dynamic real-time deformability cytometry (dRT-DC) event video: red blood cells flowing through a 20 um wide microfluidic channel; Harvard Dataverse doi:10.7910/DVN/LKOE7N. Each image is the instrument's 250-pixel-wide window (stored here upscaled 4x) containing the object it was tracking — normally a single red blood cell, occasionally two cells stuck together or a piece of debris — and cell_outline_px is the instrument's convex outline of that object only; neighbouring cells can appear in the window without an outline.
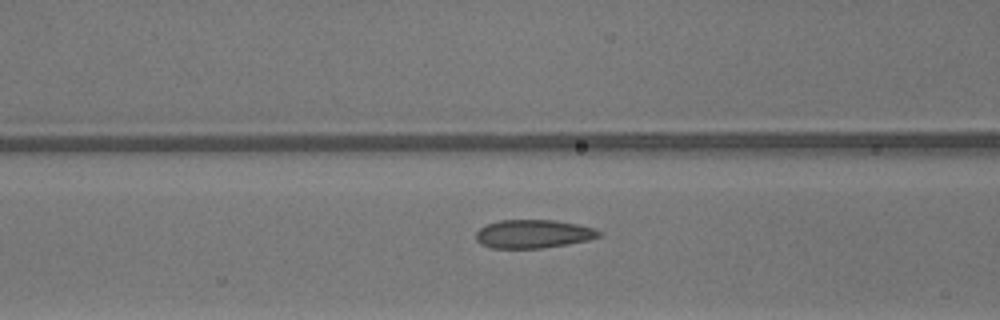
{"species": "common noctule bat (a hibernating species)", "species_latin": "Nyctalus noctula", "temperature_condition": "warm", "stored_images_in_passage": 16, "camera_frame_rate_fps": 3000, "um_per_image_px": 0.085, "animal": {"sex": "male", "body_mass_g": 13.3}, "frame": {"image": 1, "passage_image": 14, "time_ms": 4.333, "image_size_px": [1000, 320], "cell_outline_px": [[604, 232], [600, 236], [588, 240], [568, 244], [544, 248], [492, 248], [480, 244], [476, 240], [476, 232], [484, 224], [500, 220], [556, 220], [596, 228]], "centroid_in_image_um": [45.34, 19.88], "position_along_channel_um": 121.3, "area_um2": 20.63}}